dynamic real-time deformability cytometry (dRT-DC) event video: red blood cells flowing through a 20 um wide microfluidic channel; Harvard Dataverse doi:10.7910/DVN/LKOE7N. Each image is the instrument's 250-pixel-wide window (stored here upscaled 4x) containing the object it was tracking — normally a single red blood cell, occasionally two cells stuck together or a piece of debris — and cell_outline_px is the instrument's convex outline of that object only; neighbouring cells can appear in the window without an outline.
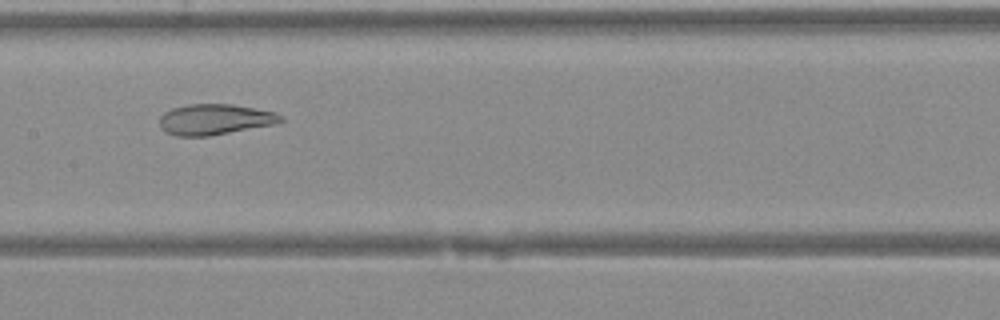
{"species": "Egyptian fruit bat (a non-hibernating species)", "species_latin": "Rousettus aegyptiacus", "temperature_condition": "warm", "stored_images_in_passage": 29, "camera_frame_rate_fps": 3000, "um_per_image_px": 0.085, "animal": {"sex": "female"}, "frame": {"image": 1, "passage_image": 9, "time_ms": 2.667, "image_size_px": [1000, 320], "cell_outline_px": [[284, 120], [276, 124], [208, 136], [176, 136], [164, 132], [160, 128], [160, 116], [164, 112], [172, 108], [188, 104], [232, 104], [276, 112], [284, 116]], "centroid_in_image_um": [18.26, 10.15], "position_along_channel_um": 189.1, "area_um2": 21.85}}
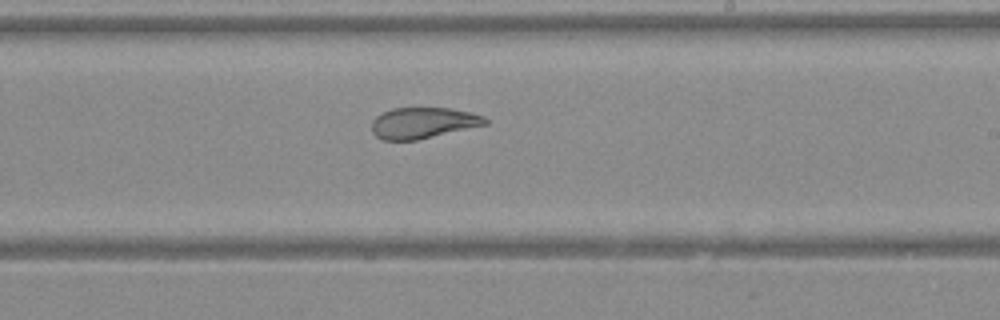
{"frame": {"image": 2, "passage_image": 13, "time_ms": 4.0, "image_size_px": [1000, 320], "cell_outline_px": [[488, 124], [416, 140], [384, 140], [376, 136], [372, 132], [372, 120], [376, 116], [392, 108], [448, 108], [472, 112], [484, 116], [488, 120]], "centroid_in_image_um": [35.97, 10.44], "position_along_channel_um": 253.0, "area_um2": 20.46}}
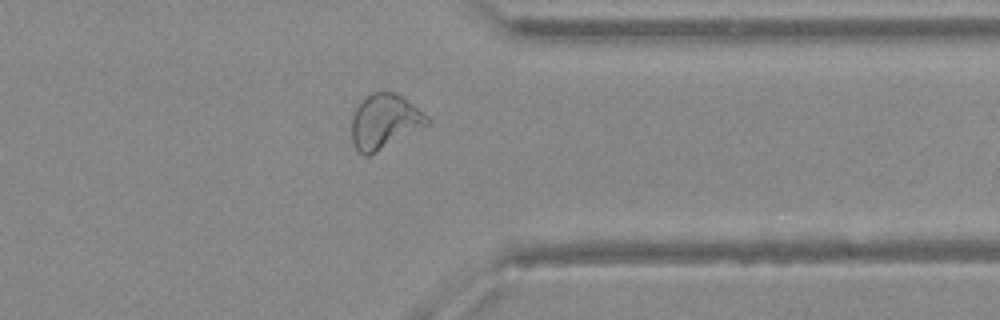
{"frame": {"image": 3, "passage_image": 21, "time_ms": 6.667, "image_size_px": [1000, 320], "cell_outline_px": [[428, 124], [376, 152], [368, 156], [364, 156], [356, 148], [352, 140], [352, 116], [356, 108], [372, 92], [396, 92], [428, 116]], "centroid_in_image_um": [32.67, 10.33], "position_along_channel_um": 378.7, "area_um2": 23.41}}